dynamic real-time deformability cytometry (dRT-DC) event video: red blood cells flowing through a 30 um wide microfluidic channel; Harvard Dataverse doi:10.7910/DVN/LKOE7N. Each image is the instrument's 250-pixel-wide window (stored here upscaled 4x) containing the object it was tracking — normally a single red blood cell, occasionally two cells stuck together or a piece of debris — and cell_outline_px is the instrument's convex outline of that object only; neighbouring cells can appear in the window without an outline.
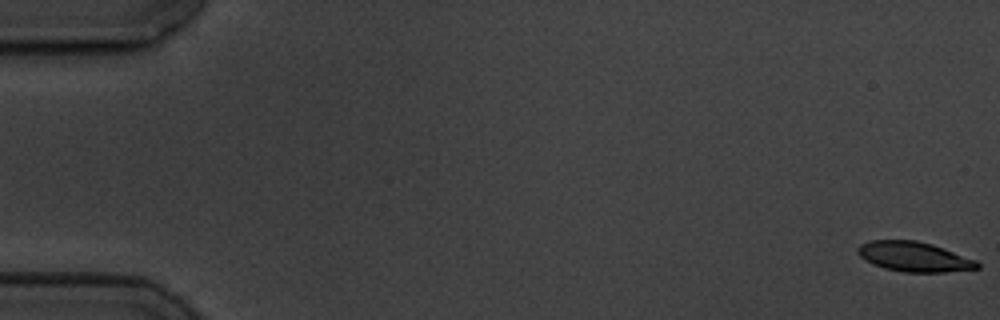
{"species": "common noctule bat (a hibernating species)", "species_latin": "Nyctalus noctula", "temperature_condition": "cold", "stored_images_in_passage": 58, "camera_frame_rate_fps": 3000, "um_per_image_px": 0.085, "animal": {"sex": "male", "body_mass_g": 19.5, "forearm_length_mm": 54.6}, "frame": {"image": 1, "passage_image": 1, "time_ms": 0.0, "image_size_px": [1000, 320], "cell_outline_px": [[980, 268], [944, 272], [904, 272], [884, 268], [872, 264], [864, 260], [856, 252], [856, 248], [860, 244], [872, 240], [916, 240], [932, 244], [944, 248], [976, 260], [980, 264]], "centroid_in_image_um": [77.67, 21.82], "position_along_channel_um": 7.3, "area_um2": 20.87}}
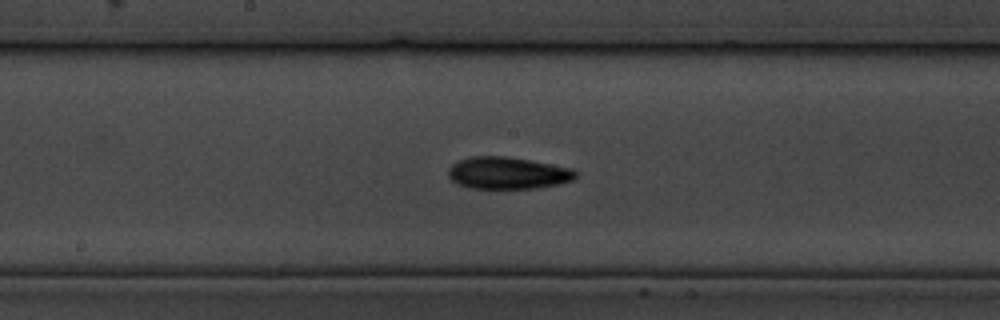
{"frame": {"image": 2, "passage_image": 31, "time_ms": 10.0, "image_size_px": [1000, 320], "cell_outline_px": [[576, 176], [572, 180], [556, 184], [536, 188], [468, 188], [456, 184], [448, 176], [448, 168], [452, 164], [460, 160], [472, 156], [504, 156], [528, 160], [572, 168], [576, 172]], "centroid_in_image_um": [43.1, 14.71], "position_along_channel_um": 205.1, "area_um2": 23.58}}
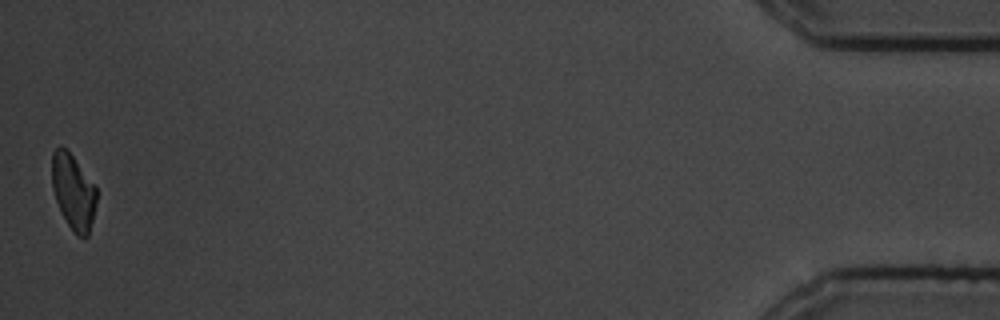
{"frame": {"image": 3, "passage_image": 58, "time_ms": 19.0, "image_size_px": [1000, 320], "cell_outline_px": [[96, 204], [88, 236], [84, 240], [72, 232], [60, 212], [52, 188], [52, 152], [60, 144], [72, 156], [96, 188]], "centroid_in_image_um": [6.21, 16.36], "position_along_channel_um": 429.0, "area_um2": 19.48}, "authors_computed_cell_mechanics": {"area_um2": 22.253, "velocity_mm_per_s": 3.4734, "shape_relaxation_time_tau1_ms": 5.8361, "shape_relaxation_time_tau2_ms": 8.8884, "deformation_change_tau1": 0.1486, "deformation_change_tau2": 0.1694}}